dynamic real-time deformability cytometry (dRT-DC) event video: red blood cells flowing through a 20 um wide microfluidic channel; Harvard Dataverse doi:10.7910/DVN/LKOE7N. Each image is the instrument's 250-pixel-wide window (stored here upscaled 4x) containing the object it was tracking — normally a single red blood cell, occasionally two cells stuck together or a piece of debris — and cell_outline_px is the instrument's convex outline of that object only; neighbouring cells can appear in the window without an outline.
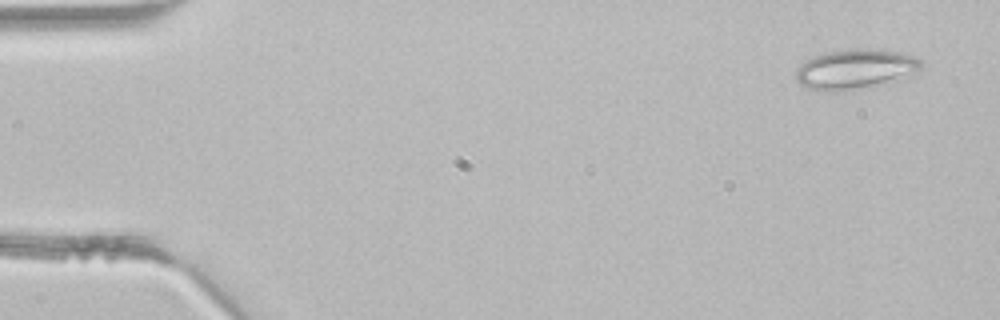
{"species": "common noctule bat (a hibernating species)", "species_latin": "Nyctalus noctula", "temperature_condition": "room temperature", "stored_images_in_passage": 3, "camera_frame_rate_fps": 3000, "um_per_image_px": 0.085, "animal": {"sex": "male", "body_mass_g": 21.5, "forearm_length_mm": 52.0}, "frame": {"image": 1, "passage_image": 1, "time_ms": 0.0, "image_size_px": [1000, 320], "cell_outline_px": [[920, 68], [896, 80], [872, 88], [836, 92], [824, 92], [808, 88], [800, 84], [796, 80], [796, 68], [804, 60], [824, 52], [848, 48], [876, 48], [916, 56], [920, 60]], "centroid_in_image_um": [72.62, 5.88], "position_along_channel_um": 12.4, "area_um2": 29.65}}